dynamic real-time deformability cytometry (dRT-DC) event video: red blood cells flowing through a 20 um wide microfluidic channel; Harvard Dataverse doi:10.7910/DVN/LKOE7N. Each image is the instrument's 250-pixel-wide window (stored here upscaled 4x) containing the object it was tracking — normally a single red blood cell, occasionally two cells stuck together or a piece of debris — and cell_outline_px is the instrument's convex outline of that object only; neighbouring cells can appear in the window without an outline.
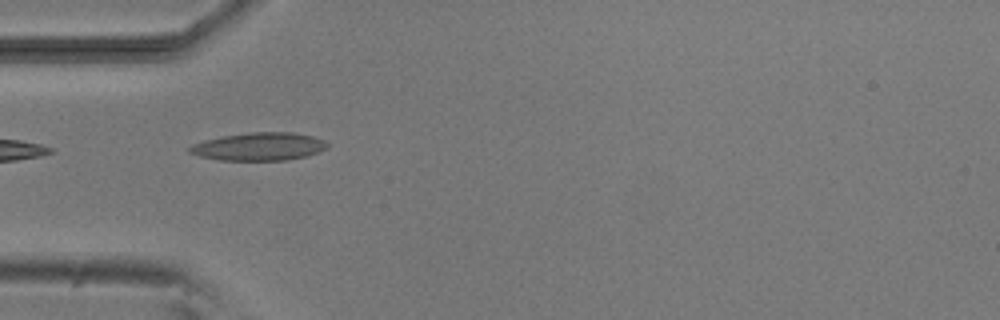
{"species": "common noctule bat (a hibernating species)", "species_latin": "Nyctalus noctula", "temperature_condition": "room temperature", "stored_images_in_passage": 3, "camera_frame_rate_fps": 3000, "um_per_image_px": 0.085, "animal": {"sex": "male", "body_mass_g": 20.5, "forearm_length_mm": 52.5}, "frame": {"image": 1, "passage_image": 1, "time_ms": 0.0, "image_size_px": [1000, 320], "cell_outline_px": [[328, 148], [308, 156], [284, 160], [220, 160], [200, 156], [188, 152], [188, 148], [192, 144], [204, 140], [220, 136], [252, 132], [292, 132], [312, 136], [324, 140], [328, 144]], "centroid_in_image_um": [22.02, 12.45], "position_along_channel_um": 63.0, "area_um2": 22.48}}
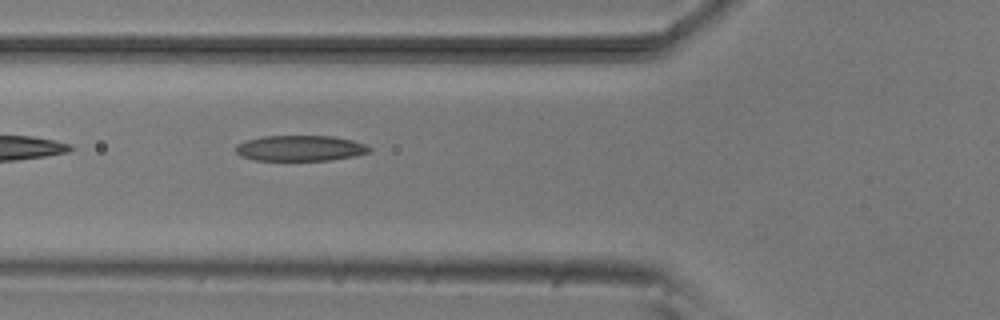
{"frame": {"image": 2, "passage_image": 2, "time_ms": 1.0, "image_size_px": [1000, 320], "cell_outline_px": [[372, 148], [368, 152], [352, 156], [328, 160], [252, 160], [240, 156], [236, 152], [236, 144], [244, 140], [264, 136], [332, 136], [352, 140], [364, 144]], "centroid_in_image_um": [25.45, 12.59], "position_along_channel_um": 100.3, "area_um2": 19.88}}
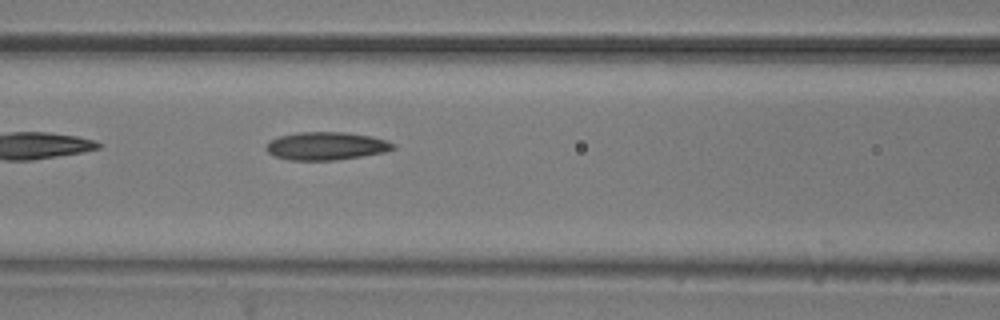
{"frame": {"image": 3, "passage_image": 3, "time_ms": 2.0, "image_size_px": [1000, 320], "cell_outline_px": [[396, 148], [384, 152], [336, 160], [288, 160], [276, 156], [268, 152], [264, 148], [268, 140], [280, 136], [300, 132], [344, 132], [372, 136], [388, 140], [396, 144]], "centroid_in_image_um": [27.73, 12.4], "position_along_channel_um": 138.9, "area_um2": 20.81}}